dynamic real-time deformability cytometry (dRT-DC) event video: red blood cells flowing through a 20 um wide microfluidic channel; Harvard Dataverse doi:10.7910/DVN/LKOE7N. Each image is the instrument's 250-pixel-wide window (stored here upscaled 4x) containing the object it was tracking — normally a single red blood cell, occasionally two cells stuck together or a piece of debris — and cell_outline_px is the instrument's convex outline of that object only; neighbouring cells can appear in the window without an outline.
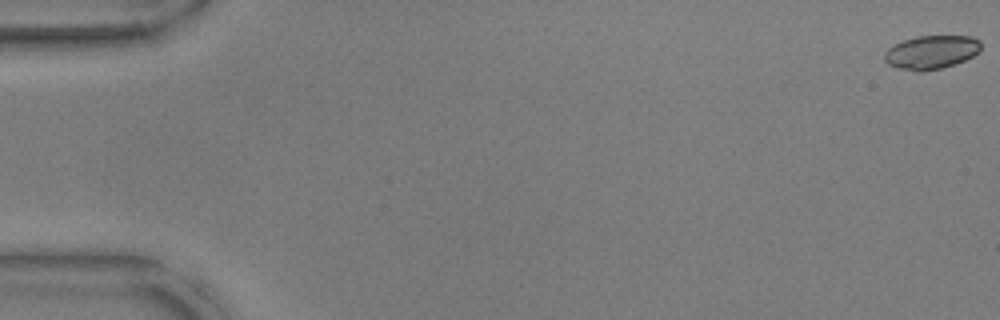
{"species": "common noctule bat (a hibernating species)", "species_latin": "Nyctalus noctula", "temperature_condition": "warm", "stored_images_in_passage": 54, "camera_frame_rate_fps": 3000, "um_per_image_px": 0.085, "animal": {"sex": "male", "body_mass_g": 17.9, "forearm_length_mm": 54.2}, "frame": {"image": 1, "passage_image": 1, "time_ms": 0.0, "image_size_px": [1000, 320], "cell_outline_px": [[980, 48], [972, 56], [964, 60], [940, 68], [920, 72], [916, 72], [900, 68], [888, 64], [884, 60], [884, 52], [888, 48], [904, 40], [916, 36], [972, 36], [980, 40]], "centroid_in_image_um": [79.13, 4.43], "position_along_channel_um": 5.9, "area_um2": 18.67}}
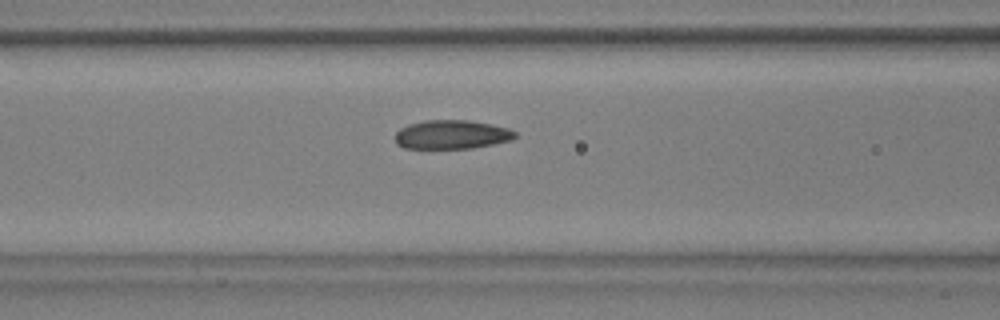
{"frame": {"image": 2, "passage_image": 23, "time_ms": 7.333, "image_size_px": [1000, 320], "cell_outline_px": [[516, 136], [512, 140], [472, 148], [404, 148], [396, 144], [396, 132], [400, 128], [408, 124], [424, 120], [468, 120], [508, 128], [516, 132]], "centroid_in_image_um": [38.37, 11.43], "position_along_channel_um": 128.2, "area_um2": 20.11}}
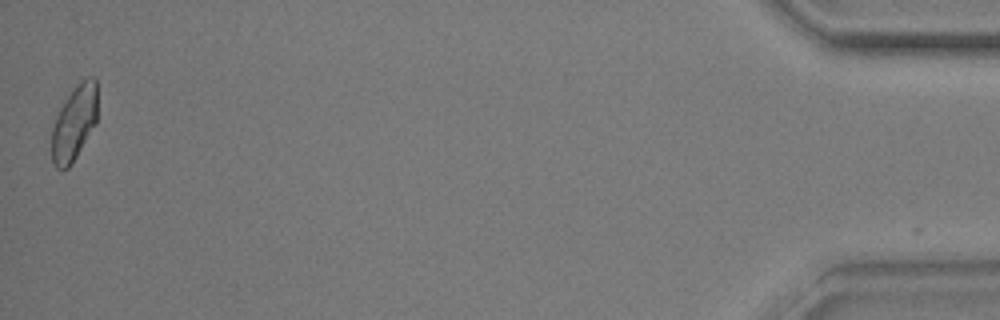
{"frame": {"image": 3, "passage_image": 54, "time_ms": 17.667, "image_size_px": [1000, 320], "cell_outline_px": [[96, 124], [72, 164], [68, 168], [56, 168], [52, 164], [52, 128], [56, 116], [60, 108], [68, 96], [88, 76], [92, 76], [96, 80]], "centroid_in_image_um": [6.3, 10.51], "position_along_channel_um": 428.9, "area_um2": 19.59}, "authors_computed_cell_mechanics": {"area_um2": 19.9988, "velocity_mm_per_s": 3.7787, "shape_relaxation_time_tau1_ms": 5.8549, "shape_relaxation_time_tau2_ms": 1.52, "deformation_change_tau1": 0.1404, "deformation_change_tau2": 0.0731}}